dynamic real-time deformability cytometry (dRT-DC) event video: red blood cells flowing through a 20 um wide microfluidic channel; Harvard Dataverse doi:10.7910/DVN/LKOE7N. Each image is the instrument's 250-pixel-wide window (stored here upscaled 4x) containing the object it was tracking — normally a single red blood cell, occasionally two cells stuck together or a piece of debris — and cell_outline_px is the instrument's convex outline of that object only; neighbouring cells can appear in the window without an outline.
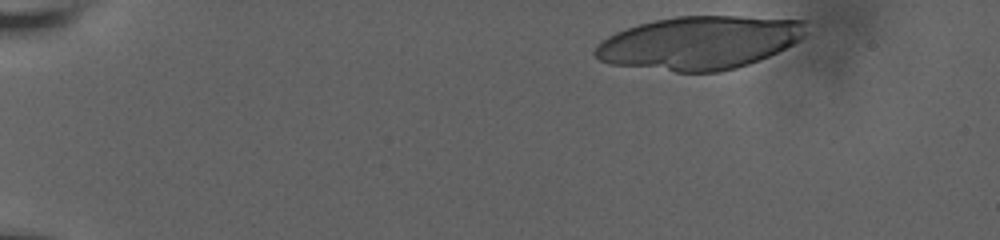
{"species": "human", "species_latin": "Homo sapiens", "temperature_condition": "room temperature", "stored_images_in_passage": 46, "camera_frame_rate_fps": 3000, "um_per_image_px": 0.085, "donor": {"sex": "male"}, "frame": {"image": 1, "passage_image": 2, "time_ms": 0.333, "image_size_px": [1000, 240], "cell_outline_px": [[808, 20], [804, 36], [800, 40], [760, 60], [736, 68], [720, 72], [676, 72], [608, 64], [600, 60], [592, 52], [596, 44], [608, 36], [616, 32], [640, 24], [656, 20], [676, 16], [740, 16]], "centroid_in_image_um": [59.45, 3.63], "position_along_channel_um": 25.6, "area_um2": 65.6}}
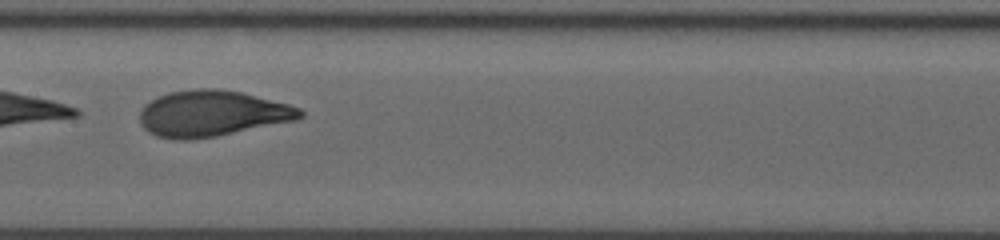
{"frame": {"image": 2, "passage_image": 26, "time_ms": 8.333, "image_size_px": [1000, 240], "cell_outline_px": [[304, 116], [296, 120], [216, 136], [188, 140], [172, 140], [156, 136], [148, 132], [140, 124], [140, 112], [144, 104], [168, 92], [196, 88], [220, 88], [240, 92], [288, 104], [300, 108], [304, 112]], "centroid_in_image_um": [17.99, 9.65], "position_along_channel_um": 189.4, "area_um2": 43.06}}
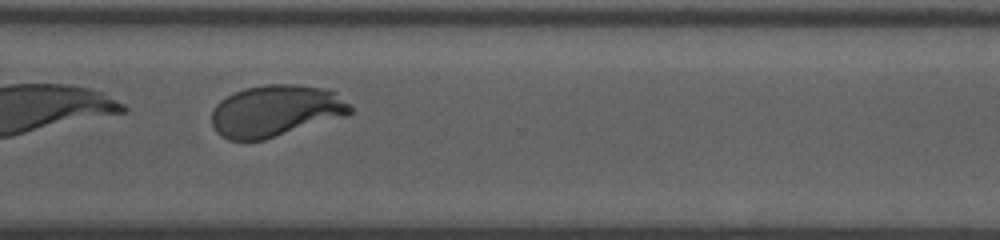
{"frame": {"image": 3, "passage_image": 39, "time_ms": 12.667, "image_size_px": [1000, 240], "cell_outline_px": [[352, 112], [344, 116], [264, 140], [228, 140], [220, 136], [216, 132], [212, 124], [212, 112], [216, 104], [220, 100], [244, 88], [264, 84], [300, 84], [324, 88], [336, 92], [352, 108]], "centroid_in_image_um": [23.41, 9.42], "position_along_channel_um": 347.2, "area_um2": 41.62}, "authors_computed_cell_mechanics": {"area_um2": 42.6853, "velocity_mm_per_s": 3.6528, "shape_relaxation_time_tau1_ms": 4.568, "shape_relaxation_time_tau2_ms": null, "deformation_change_tau1": 0.2085, "deformation_change_tau2": null}}